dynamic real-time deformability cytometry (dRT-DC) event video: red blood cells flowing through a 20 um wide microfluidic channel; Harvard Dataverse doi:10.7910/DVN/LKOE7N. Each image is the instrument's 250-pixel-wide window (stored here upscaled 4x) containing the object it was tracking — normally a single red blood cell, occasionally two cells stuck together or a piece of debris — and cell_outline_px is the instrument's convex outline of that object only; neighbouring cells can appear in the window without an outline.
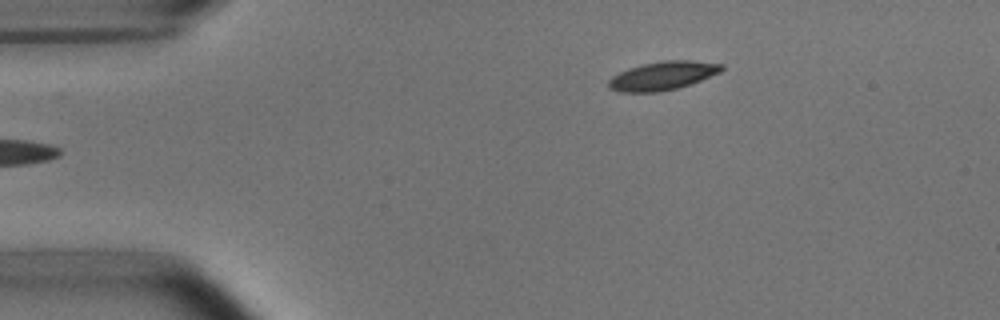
{"species": "common noctule bat (a hibernating species)", "species_latin": "Nyctalus noctula", "temperature_condition": "room temperature", "stored_images_in_passage": 5, "camera_frame_rate_fps": 3000, "um_per_image_px": 0.085, "animal": {"sex": "male", "body_mass_g": 15.6}, "frame": {"image": 1, "passage_image": 5, "time_ms": 5.667, "image_size_px": [1000, 320], "cell_outline_px": [[724, 68], [720, 72], [700, 80], [676, 88], [660, 92], [620, 92], [608, 88], [608, 80], [612, 76], [628, 68], [644, 64], [664, 60], [692, 60], [724, 64]], "centroid_in_image_um": [56.31, 6.43], "position_along_channel_um": 28.7, "area_um2": 18.73}}